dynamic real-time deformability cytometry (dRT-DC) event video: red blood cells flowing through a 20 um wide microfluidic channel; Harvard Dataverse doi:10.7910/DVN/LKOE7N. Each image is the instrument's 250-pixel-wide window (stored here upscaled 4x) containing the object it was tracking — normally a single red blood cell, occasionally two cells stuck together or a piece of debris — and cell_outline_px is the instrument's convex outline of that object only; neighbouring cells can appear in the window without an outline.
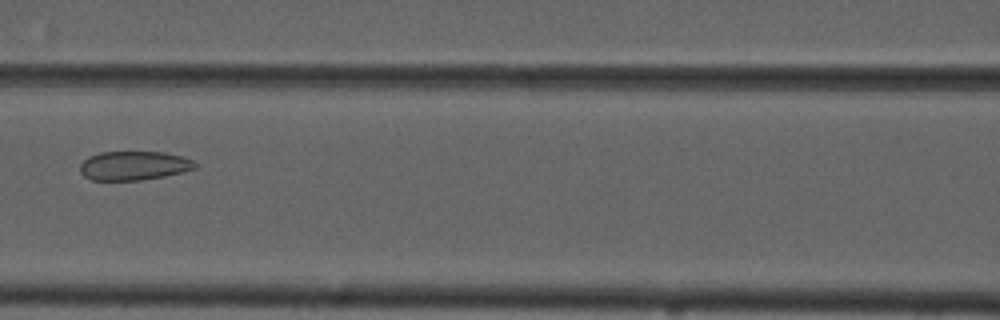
{"species": "common noctule bat (a hibernating species)", "species_latin": "Nyctalus noctula", "temperature_condition": "cold", "stored_images_in_passage": 6, "camera_frame_rate_fps": 3000, "um_per_image_px": 0.085, "animal": {"sex": "male", "forearm_length_mm": 52.5}, "frame": {"image": 1, "passage_image": 6, "time_ms": 5.667, "image_size_px": [1000, 320], "cell_outline_px": [[196, 168], [164, 176], [140, 180], [92, 180], [84, 176], [80, 172], [80, 164], [88, 156], [100, 152], [164, 152], [196, 160]], "centroid_in_image_um": [11.36, 14.07], "position_along_channel_um": 155.2, "area_um2": 19.42}}